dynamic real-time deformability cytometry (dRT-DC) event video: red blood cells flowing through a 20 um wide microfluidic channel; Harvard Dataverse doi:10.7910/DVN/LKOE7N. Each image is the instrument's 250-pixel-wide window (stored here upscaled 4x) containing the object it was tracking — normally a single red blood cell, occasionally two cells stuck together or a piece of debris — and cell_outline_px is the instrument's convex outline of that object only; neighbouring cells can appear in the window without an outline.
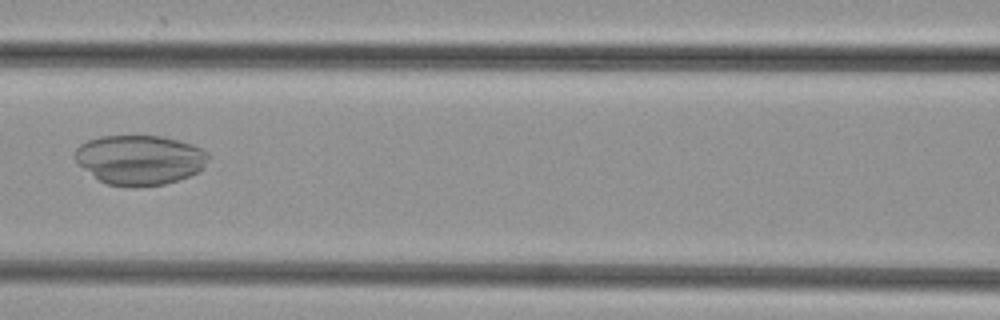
{"species": "common noctule bat (a hibernating species)", "species_latin": "Nyctalus noctula", "temperature_condition": "cold", "stored_images_in_passage": 31, "camera_frame_rate_fps": 3000, "um_per_image_px": 0.085, "animal": {"sex": "female", "body_mass_g": 29.2, "forearm_length_mm": 56.3}, "frame": {"image": 1, "passage_image": 11, "time_ms": 3.333, "image_size_px": [1000, 320], "cell_outline_px": [[208, 156], [204, 168], [188, 176], [164, 184], [136, 188], [108, 184], [100, 180], [76, 164], [76, 148], [80, 144], [88, 140], [100, 136], [160, 136], [192, 144], [208, 152]], "centroid_in_image_um": [11.86, 13.59], "position_along_channel_um": 154.7, "area_um2": 38.55}}
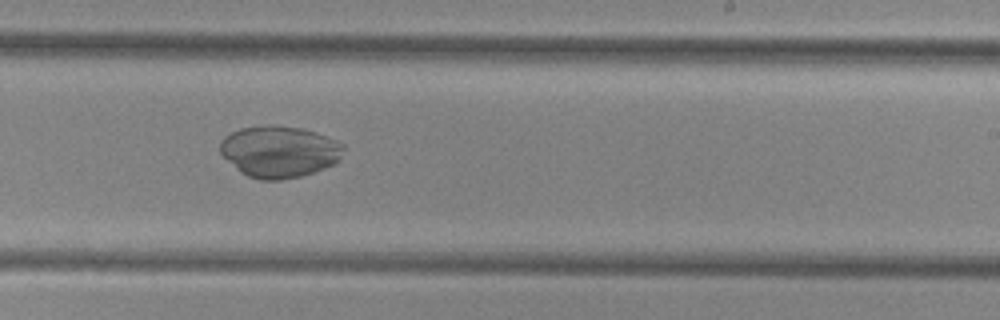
{"frame": {"image": 2, "passage_image": 19, "time_ms": 6.0, "image_size_px": [1000, 320], "cell_outline_px": [[344, 148], [340, 160], [336, 164], [300, 176], [280, 180], [260, 180], [248, 176], [240, 172], [220, 152], [220, 140], [224, 136], [240, 128], [264, 124], [272, 124], [304, 128], [316, 132], [336, 140], [344, 144]], "centroid_in_image_um": [23.75, 12.86], "position_along_channel_um": 265.3, "area_um2": 37.45}}
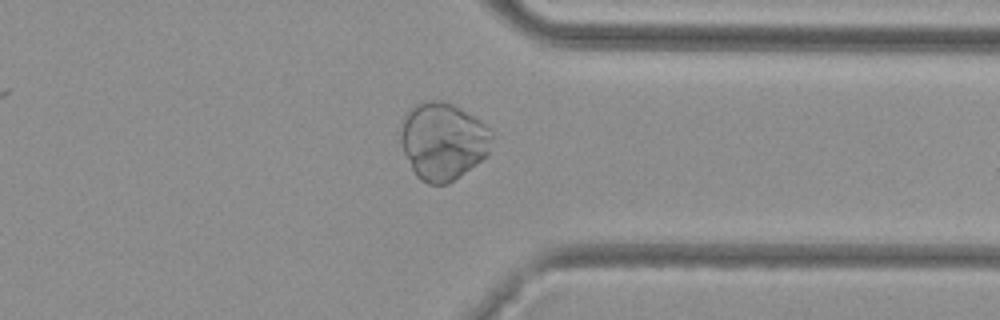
{"frame": {"image": 3, "passage_image": 27, "time_ms": 8.667, "image_size_px": [1000, 320], "cell_outline_px": [[492, 136], [488, 156], [448, 184], [428, 184], [420, 180], [416, 176], [404, 152], [400, 140], [400, 132], [404, 120], [408, 112], [416, 104], [432, 100], [440, 100], [452, 104], [480, 120], [492, 132]], "centroid_in_image_um": [37.66, 12.02], "position_along_channel_um": 373.7, "area_um2": 40.81}}